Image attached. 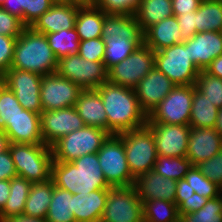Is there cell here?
I'll return each mask as SVG.
<instances>
[{
	"instance_id": "59",
	"label": "cell",
	"mask_w": 222,
	"mask_h": 222,
	"mask_svg": "<svg viewBox=\"0 0 222 222\" xmlns=\"http://www.w3.org/2000/svg\"><path fill=\"white\" fill-rule=\"evenodd\" d=\"M5 0H0V6L2 5V3L4 2Z\"/></svg>"
},
{
	"instance_id": "26",
	"label": "cell",
	"mask_w": 222,
	"mask_h": 222,
	"mask_svg": "<svg viewBox=\"0 0 222 222\" xmlns=\"http://www.w3.org/2000/svg\"><path fill=\"white\" fill-rule=\"evenodd\" d=\"M75 108L85 125L107 131V115L103 100L96 89H83Z\"/></svg>"
},
{
	"instance_id": "34",
	"label": "cell",
	"mask_w": 222,
	"mask_h": 222,
	"mask_svg": "<svg viewBox=\"0 0 222 222\" xmlns=\"http://www.w3.org/2000/svg\"><path fill=\"white\" fill-rule=\"evenodd\" d=\"M72 193L54 186L47 222H76L72 211Z\"/></svg>"
},
{
	"instance_id": "6",
	"label": "cell",
	"mask_w": 222,
	"mask_h": 222,
	"mask_svg": "<svg viewBox=\"0 0 222 222\" xmlns=\"http://www.w3.org/2000/svg\"><path fill=\"white\" fill-rule=\"evenodd\" d=\"M124 143L129 170L134 178L153 170L157 150L152 131L144 126L118 134Z\"/></svg>"
},
{
	"instance_id": "12",
	"label": "cell",
	"mask_w": 222,
	"mask_h": 222,
	"mask_svg": "<svg viewBox=\"0 0 222 222\" xmlns=\"http://www.w3.org/2000/svg\"><path fill=\"white\" fill-rule=\"evenodd\" d=\"M100 222H144L142 201L133 185L109 189Z\"/></svg>"
},
{
	"instance_id": "55",
	"label": "cell",
	"mask_w": 222,
	"mask_h": 222,
	"mask_svg": "<svg viewBox=\"0 0 222 222\" xmlns=\"http://www.w3.org/2000/svg\"><path fill=\"white\" fill-rule=\"evenodd\" d=\"M4 222H47L46 219L33 218L25 215L13 216L5 220Z\"/></svg>"
},
{
	"instance_id": "48",
	"label": "cell",
	"mask_w": 222,
	"mask_h": 222,
	"mask_svg": "<svg viewBox=\"0 0 222 222\" xmlns=\"http://www.w3.org/2000/svg\"><path fill=\"white\" fill-rule=\"evenodd\" d=\"M179 30L184 41L189 40L196 31V11L177 16Z\"/></svg>"
},
{
	"instance_id": "45",
	"label": "cell",
	"mask_w": 222,
	"mask_h": 222,
	"mask_svg": "<svg viewBox=\"0 0 222 222\" xmlns=\"http://www.w3.org/2000/svg\"><path fill=\"white\" fill-rule=\"evenodd\" d=\"M200 172L222 188V149L212 158L196 166Z\"/></svg>"
},
{
	"instance_id": "25",
	"label": "cell",
	"mask_w": 222,
	"mask_h": 222,
	"mask_svg": "<svg viewBox=\"0 0 222 222\" xmlns=\"http://www.w3.org/2000/svg\"><path fill=\"white\" fill-rule=\"evenodd\" d=\"M143 42L154 52L177 43H183L177 17L163 19L149 27L143 33Z\"/></svg>"
},
{
	"instance_id": "11",
	"label": "cell",
	"mask_w": 222,
	"mask_h": 222,
	"mask_svg": "<svg viewBox=\"0 0 222 222\" xmlns=\"http://www.w3.org/2000/svg\"><path fill=\"white\" fill-rule=\"evenodd\" d=\"M56 73L82 89H96L108 80V69L104 62L86 60L79 54L59 58Z\"/></svg>"
},
{
	"instance_id": "60",
	"label": "cell",
	"mask_w": 222,
	"mask_h": 222,
	"mask_svg": "<svg viewBox=\"0 0 222 222\" xmlns=\"http://www.w3.org/2000/svg\"><path fill=\"white\" fill-rule=\"evenodd\" d=\"M175 222H182V220L179 218L177 221H175Z\"/></svg>"
},
{
	"instance_id": "53",
	"label": "cell",
	"mask_w": 222,
	"mask_h": 222,
	"mask_svg": "<svg viewBox=\"0 0 222 222\" xmlns=\"http://www.w3.org/2000/svg\"><path fill=\"white\" fill-rule=\"evenodd\" d=\"M204 71L211 76L222 79V54L212 60Z\"/></svg>"
},
{
	"instance_id": "40",
	"label": "cell",
	"mask_w": 222,
	"mask_h": 222,
	"mask_svg": "<svg viewBox=\"0 0 222 222\" xmlns=\"http://www.w3.org/2000/svg\"><path fill=\"white\" fill-rule=\"evenodd\" d=\"M185 179L194 192L207 199L216 198L222 193V188L205 177L196 166H192Z\"/></svg>"
},
{
	"instance_id": "42",
	"label": "cell",
	"mask_w": 222,
	"mask_h": 222,
	"mask_svg": "<svg viewBox=\"0 0 222 222\" xmlns=\"http://www.w3.org/2000/svg\"><path fill=\"white\" fill-rule=\"evenodd\" d=\"M23 109L12 90L0 80V128L4 130Z\"/></svg>"
},
{
	"instance_id": "57",
	"label": "cell",
	"mask_w": 222,
	"mask_h": 222,
	"mask_svg": "<svg viewBox=\"0 0 222 222\" xmlns=\"http://www.w3.org/2000/svg\"><path fill=\"white\" fill-rule=\"evenodd\" d=\"M60 2L61 3L76 4L79 6H88L93 3L91 0H60Z\"/></svg>"
},
{
	"instance_id": "8",
	"label": "cell",
	"mask_w": 222,
	"mask_h": 222,
	"mask_svg": "<svg viewBox=\"0 0 222 222\" xmlns=\"http://www.w3.org/2000/svg\"><path fill=\"white\" fill-rule=\"evenodd\" d=\"M100 167L108 185L127 187L134 184L126 159L124 143L119 135H109L97 152Z\"/></svg>"
},
{
	"instance_id": "31",
	"label": "cell",
	"mask_w": 222,
	"mask_h": 222,
	"mask_svg": "<svg viewBox=\"0 0 222 222\" xmlns=\"http://www.w3.org/2000/svg\"><path fill=\"white\" fill-rule=\"evenodd\" d=\"M31 184V181L20 176L10 179L9 198L4 208L0 211V222H4L13 216L23 215Z\"/></svg>"
},
{
	"instance_id": "56",
	"label": "cell",
	"mask_w": 222,
	"mask_h": 222,
	"mask_svg": "<svg viewBox=\"0 0 222 222\" xmlns=\"http://www.w3.org/2000/svg\"><path fill=\"white\" fill-rule=\"evenodd\" d=\"M9 139L2 128H0V153H3L9 148Z\"/></svg>"
},
{
	"instance_id": "54",
	"label": "cell",
	"mask_w": 222,
	"mask_h": 222,
	"mask_svg": "<svg viewBox=\"0 0 222 222\" xmlns=\"http://www.w3.org/2000/svg\"><path fill=\"white\" fill-rule=\"evenodd\" d=\"M10 193V180H0V211L4 208Z\"/></svg>"
},
{
	"instance_id": "15",
	"label": "cell",
	"mask_w": 222,
	"mask_h": 222,
	"mask_svg": "<svg viewBox=\"0 0 222 222\" xmlns=\"http://www.w3.org/2000/svg\"><path fill=\"white\" fill-rule=\"evenodd\" d=\"M40 116L43 141L44 144L50 147L66 134L72 133L85 126L75 106L42 111Z\"/></svg>"
},
{
	"instance_id": "38",
	"label": "cell",
	"mask_w": 222,
	"mask_h": 222,
	"mask_svg": "<svg viewBox=\"0 0 222 222\" xmlns=\"http://www.w3.org/2000/svg\"><path fill=\"white\" fill-rule=\"evenodd\" d=\"M182 222H222V194L208 199L199 210L180 215Z\"/></svg>"
},
{
	"instance_id": "20",
	"label": "cell",
	"mask_w": 222,
	"mask_h": 222,
	"mask_svg": "<svg viewBox=\"0 0 222 222\" xmlns=\"http://www.w3.org/2000/svg\"><path fill=\"white\" fill-rule=\"evenodd\" d=\"M188 54L199 70H205L212 60L222 54V32L196 33L188 40Z\"/></svg>"
},
{
	"instance_id": "28",
	"label": "cell",
	"mask_w": 222,
	"mask_h": 222,
	"mask_svg": "<svg viewBox=\"0 0 222 222\" xmlns=\"http://www.w3.org/2000/svg\"><path fill=\"white\" fill-rule=\"evenodd\" d=\"M54 3L53 0H5L0 7L31 27Z\"/></svg>"
},
{
	"instance_id": "16",
	"label": "cell",
	"mask_w": 222,
	"mask_h": 222,
	"mask_svg": "<svg viewBox=\"0 0 222 222\" xmlns=\"http://www.w3.org/2000/svg\"><path fill=\"white\" fill-rule=\"evenodd\" d=\"M146 126L154 135L157 154L168 157H186L189 125L147 123Z\"/></svg>"
},
{
	"instance_id": "27",
	"label": "cell",
	"mask_w": 222,
	"mask_h": 222,
	"mask_svg": "<svg viewBox=\"0 0 222 222\" xmlns=\"http://www.w3.org/2000/svg\"><path fill=\"white\" fill-rule=\"evenodd\" d=\"M106 13L93 3L81 6L75 19V29L80 41L95 39L102 36V27Z\"/></svg>"
},
{
	"instance_id": "33",
	"label": "cell",
	"mask_w": 222,
	"mask_h": 222,
	"mask_svg": "<svg viewBox=\"0 0 222 222\" xmlns=\"http://www.w3.org/2000/svg\"><path fill=\"white\" fill-rule=\"evenodd\" d=\"M196 31L222 32V0H202L196 10Z\"/></svg>"
},
{
	"instance_id": "24",
	"label": "cell",
	"mask_w": 222,
	"mask_h": 222,
	"mask_svg": "<svg viewBox=\"0 0 222 222\" xmlns=\"http://www.w3.org/2000/svg\"><path fill=\"white\" fill-rule=\"evenodd\" d=\"M109 189H99L89 194L72 195V211L76 222H100Z\"/></svg>"
},
{
	"instance_id": "17",
	"label": "cell",
	"mask_w": 222,
	"mask_h": 222,
	"mask_svg": "<svg viewBox=\"0 0 222 222\" xmlns=\"http://www.w3.org/2000/svg\"><path fill=\"white\" fill-rule=\"evenodd\" d=\"M175 87V84L154 67L134 88L140 108L148 115Z\"/></svg>"
},
{
	"instance_id": "23",
	"label": "cell",
	"mask_w": 222,
	"mask_h": 222,
	"mask_svg": "<svg viewBox=\"0 0 222 222\" xmlns=\"http://www.w3.org/2000/svg\"><path fill=\"white\" fill-rule=\"evenodd\" d=\"M120 37L134 42L137 46L143 43V32L135 15L106 14L101 38L104 41Z\"/></svg>"
},
{
	"instance_id": "3",
	"label": "cell",
	"mask_w": 222,
	"mask_h": 222,
	"mask_svg": "<svg viewBox=\"0 0 222 222\" xmlns=\"http://www.w3.org/2000/svg\"><path fill=\"white\" fill-rule=\"evenodd\" d=\"M57 61L45 34L26 27L17 37L11 68L44 76L56 73Z\"/></svg>"
},
{
	"instance_id": "46",
	"label": "cell",
	"mask_w": 222,
	"mask_h": 222,
	"mask_svg": "<svg viewBox=\"0 0 222 222\" xmlns=\"http://www.w3.org/2000/svg\"><path fill=\"white\" fill-rule=\"evenodd\" d=\"M25 28L21 19L0 7V34L17 38Z\"/></svg>"
},
{
	"instance_id": "37",
	"label": "cell",
	"mask_w": 222,
	"mask_h": 222,
	"mask_svg": "<svg viewBox=\"0 0 222 222\" xmlns=\"http://www.w3.org/2000/svg\"><path fill=\"white\" fill-rule=\"evenodd\" d=\"M192 163L187 157L157 156L153 170L155 173L172 180H181L192 168Z\"/></svg>"
},
{
	"instance_id": "39",
	"label": "cell",
	"mask_w": 222,
	"mask_h": 222,
	"mask_svg": "<svg viewBox=\"0 0 222 222\" xmlns=\"http://www.w3.org/2000/svg\"><path fill=\"white\" fill-rule=\"evenodd\" d=\"M105 43L104 63L107 69L129 57L137 48V45L134 42L124 40L120 37L109 39L105 41Z\"/></svg>"
},
{
	"instance_id": "18",
	"label": "cell",
	"mask_w": 222,
	"mask_h": 222,
	"mask_svg": "<svg viewBox=\"0 0 222 222\" xmlns=\"http://www.w3.org/2000/svg\"><path fill=\"white\" fill-rule=\"evenodd\" d=\"M10 143L44 144L41 134V116L26 109L20 111L4 129Z\"/></svg>"
},
{
	"instance_id": "30",
	"label": "cell",
	"mask_w": 222,
	"mask_h": 222,
	"mask_svg": "<svg viewBox=\"0 0 222 222\" xmlns=\"http://www.w3.org/2000/svg\"><path fill=\"white\" fill-rule=\"evenodd\" d=\"M172 16V0H142L135 13L143 33L152 25Z\"/></svg>"
},
{
	"instance_id": "44",
	"label": "cell",
	"mask_w": 222,
	"mask_h": 222,
	"mask_svg": "<svg viewBox=\"0 0 222 222\" xmlns=\"http://www.w3.org/2000/svg\"><path fill=\"white\" fill-rule=\"evenodd\" d=\"M106 43L101 38L80 41L78 54L93 62H104Z\"/></svg>"
},
{
	"instance_id": "14",
	"label": "cell",
	"mask_w": 222,
	"mask_h": 222,
	"mask_svg": "<svg viewBox=\"0 0 222 222\" xmlns=\"http://www.w3.org/2000/svg\"><path fill=\"white\" fill-rule=\"evenodd\" d=\"M83 89L57 73L42 76L40 100L43 111L75 106Z\"/></svg>"
},
{
	"instance_id": "50",
	"label": "cell",
	"mask_w": 222,
	"mask_h": 222,
	"mask_svg": "<svg viewBox=\"0 0 222 222\" xmlns=\"http://www.w3.org/2000/svg\"><path fill=\"white\" fill-rule=\"evenodd\" d=\"M207 201V198L200 196L195 192L178 207L179 215L195 212L201 209Z\"/></svg>"
},
{
	"instance_id": "4",
	"label": "cell",
	"mask_w": 222,
	"mask_h": 222,
	"mask_svg": "<svg viewBox=\"0 0 222 222\" xmlns=\"http://www.w3.org/2000/svg\"><path fill=\"white\" fill-rule=\"evenodd\" d=\"M17 176L31 182L51 179L52 149L46 144H9Z\"/></svg>"
},
{
	"instance_id": "22",
	"label": "cell",
	"mask_w": 222,
	"mask_h": 222,
	"mask_svg": "<svg viewBox=\"0 0 222 222\" xmlns=\"http://www.w3.org/2000/svg\"><path fill=\"white\" fill-rule=\"evenodd\" d=\"M176 185V180L165 178L154 171L135 178L133 184L142 203L154 199L175 202Z\"/></svg>"
},
{
	"instance_id": "9",
	"label": "cell",
	"mask_w": 222,
	"mask_h": 222,
	"mask_svg": "<svg viewBox=\"0 0 222 222\" xmlns=\"http://www.w3.org/2000/svg\"><path fill=\"white\" fill-rule=\"evenodd\" d=\"M194 85H175L147 115V123L189 125Z\"/></svg>"
},
{
	"instance_id": "29",
	"label": "cell",
	"mask_w": 222,
	"mask_h": 222,
	"mask_svg": "<svg viewBox=\"0 0 222 222\" xmlns=\"http://www.w3.org/2000/svg\"><path fill=\"white\" fill-rule=\"evenodd\" d=\"M54 183L51 179L44 182H32L23 215L45 219L50 206Z\"/></svg>"
},
{
	"instance_id": "21",
	"label": "cell",
	"mask_w": 222,
	"mask_h": 222,
	"mask_svg": "<svg viewBox=\"0 0 222 222\" xmlns=\"http://www.w3.org/2000/svg\"><path fill=\"white\" fill-rule=\"evenodd\" d=\"M80 7L76 4L55 2L48 11L34 22L31 28L42 34L59 32L61 29H73Z\"/></svg>"
},
{
	"instance_id": "41",
	"label": "cell",
	"mask_w": 222,
	"mask_h": 222,
	"mask_svg": "<svg viewBox=\"0 0 222 222\" xmlns=\"http://www.w3.org/2000/svg\"><path fill=\"white\" fill-rule=\"evenodd\" d=\"M195 87L217 108H222V79L200 70Z\"/></svg>"
},
{
	"instance_id": "10",
	"label": "cell",
	"mask_w": 222,
	"mask_h": 222,
	"mask_svg": "<svg viewBox=\"0 0 222 222\" xmlns=\"http://www.w3.org/2000/svg\"><path fill=\"white\" fill-rule=\"evenodd\" d=\"M154 67L155 52L143 42L129 57L108 69L107 81L134 89Z\"/></svg>"
},
{
	"instance_id": "5",
	"label": "cell",
	"mask_w": 222,
	"mask_h": 222,
	"mask_svg": "<svg viewBox=\"0 0 222 222\" xmlns=\"http://www.w3.org/2000/svg\"><path fill=\"white\" fill-rule=\"evenodd\" d=\"M109 135L103 129L85 125L51 146L53 161L72 162L83 155L97 153Z\"/></svg>"
},
{
	"instance_id": "49",
	"label": "cell",
	"mask_w": 222,
	"mask_h": 222,
	"mask_svg": "<svg viewBox=\"0 0 222 222\" xmlns=\"http://www.w3.org/2000/svg\"><path fill=\"white\" fill-rule=\"evenodd\" d=\"M17 176L9 149L0 153V180H10Z\"/></svg>"
},
{
	"instance_id": "7",
	"label": "cell",
	"mask_w": 222,
	"mask_h": 222,
	"mask_svg": "<svg viewBox=\"0 0 222 222\" xmlns=\"http://www.w3.org/2000/svg\"><path fill=\"white\" fill-rule=\"evenodd\" d=\"M155 67L175 85H195L200 72L190 60L188 40L155 52Z\"/></svg>"
},
{
	"instance_id": "52",
	"label": "cell",
	"mask_w": 222,
	"mask_h": 222,
	"mask_svg": "<svg viewBox=\"0 0 222 222\" xmlns=\"http://www.w3.org/2000/svg\"><path fill=\"white\" fill-rule=\"evenodd\" d=\"M193 188L188 184L186 179L177 181L175 203L179 207L186 199L190 198L194 194Z\"/></svg>"
},
{
	"instance_id": "32",
	"label": "cell",
	"mask_w": 222,
	"mask_h": 222,
	"mask_svg": "<svg viewBox=\"0 0 222 222\" xmlns=\"http://www.w3.org/2000/svg\"><path fill=\"white\" fill-rule=\"evenodd\" d=\"M219 108L213 105L194 85L189 126L192 128H214Z\"/></svg>"
},
{
	"instance_id": "19",
	"label": "cell",
	"mask_w": 222,
	"mask_h": 222,
	"mask_svg": "<svg viewBox=\"0 0 222 222\" xmlns=\"http://www.w3.org/2000/svg\"><path fill=\"white\" fill-rule=\"evenodd\" d=\"M222 149V136L215 128H190L187 158L193 166L212 158Z\"/></svg>"
},
{
	"instance_id": "58",
	"label": "cell",
	"mask_w": 222,
	"mask_h": 222,
	"mask_svg": "<svg viewBox=\"0 0 222 222\" xmlns=\"http://www.w3.org/2000/svg\"><path fill=\"white\" fill-rule=\"evenodd\" d=\"M214 128L222 136V108L218 111L217 120Z\"/></svg>"
},
{
	"instance_id": "35",
	"label": "cell",
	"mask_w": 222,
	"mask_h": 222,
	"mask_svg": "<svg viewBox=\"0 0 222 222\" xmlns=\"http://www.w3.org/2000/svg\"><path fill=\"white\" fill-rule=\"evenodd\" d=\"M142 206L144 222H175L180 218L175 202L154 199L144 201Z\"/></svg>"
},
{
	"instance_id": "47",
	"label": "cell",
	"mask_w": 222,
	"mask_h": 222,
	"mask_svg": "<svg viewBox=\"0 0 222 222\" xmlns=\"http://www.w3.org/2000/svg\"><path fill=\"white\" fill-rule=\"evenodd\" d=\"M16 39L0 34V77L11 68Z\"/></svg>"
},
{
	"instance_id": "36",
	"label": "cell",
	"mask_w": 222,
	"mask_h": 222,
	"mask_svg": "<svg viewBox=\"0 0 222 222\" xmlns=\"http://www.w3.org/2000/svg\"><path fill=\"white\" fill-rule=\"evenodd\" d=\"M57 59L79 52V37L75 27L70 30L61 29L59 32L45 34Z\"/></svg>"
},
{
	"instance_id": "1",
	"label": "cell",
	"mask_w": 222,
	"mask_h": 222,
	"mask_svg": "<svg viewBox=\"0 0 222 222\" xmlns=\"http://www.w3.org/2000/svg\"><path fill=\"white\" fill-rule=\"evenodd\" d=\"M107 115V132L112 135L146 126L147 115L140 108L133 88L103 83L96 88Z\"/></svg>"
},
{
	"instance_id": "13",
	"label": "cell",
	"mask_w": 222,
	"mask_h": 222,
	"mask_svg": "<svg viewBox=\"0 0 222 222\" xmlns=\"http://www.w3.org/2000/svg\"><path fill=\"white\" fill-rule=\"evenodd\" d=\"M0 80L12 90L24 109L41 114L43 111L40 100L41 75L10 68L0 77Z\"/></svg>"
},
{
	"instance_id": "2",
	"label": "cell",
	"mask_w": 222,
	"mask_h": 222,
	"mask_svg": "<svg viewBox=\"0 0 222 222\" xmlns=\"http://www.w3.org/2000/svg\"><path fill=\"white\" fill-rule=\"evenodd\" d=\"M51 180L54 186L72 194L111 188L104 178L97 153L83 155L72 162L53 161Z\"/></svg>"
},
{
	"instance_id": "43",
	"label": "cell",
	"mask_w": 222,
	"mask_h": 222,
	"mask_svg": "<svg viewBox=\"0 0 222 222\" xmlns=\"http://www.w3.org/2000/svg\"><path fill=\"white\" fill-rule=\"evenodd\" d=\"M142 0H94L93 4L106 14L135 15Z\"/></svg>"
},
{
	"instance_id": "51",
	"label": "cell",
	"mask_w": 222,
	"mask_h": 222,
	"mask_svg": "<svg viewBox=\"0 0 222 222\" xmlns=\"http://www.w3.org/2000/svg\"><path fill=\"white\" fill-rule=\"evenodd\" d=\"M202 0H172L174 16L196 11Z\"/></svg>"
}]
</instances>
